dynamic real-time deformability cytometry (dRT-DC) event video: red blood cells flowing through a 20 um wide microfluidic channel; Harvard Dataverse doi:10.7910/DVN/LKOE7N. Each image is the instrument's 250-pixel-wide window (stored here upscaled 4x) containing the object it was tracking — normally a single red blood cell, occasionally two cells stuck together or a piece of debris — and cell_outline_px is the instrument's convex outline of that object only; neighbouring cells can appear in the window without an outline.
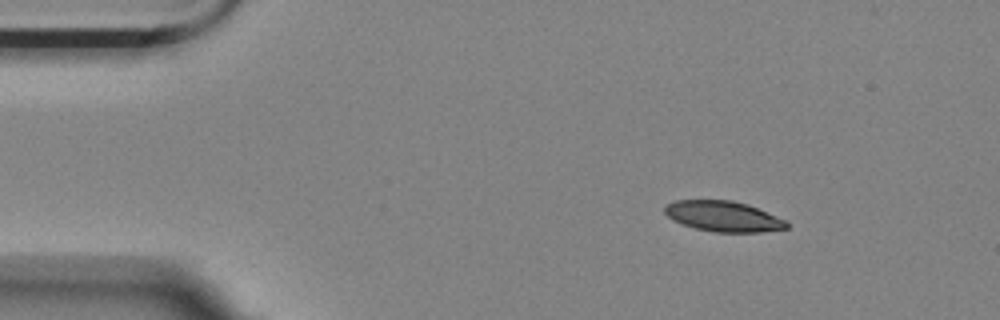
{"species": "Egyptian fruit bat (a non-hibernating species)", "species_latin": "Rousettus aegyptiacus", "temperature_condition": "room temperature", "stored_images_in_passage": 10, "camera_frame_rate_fps": 3000, "um_per_image_px": 0.085, "animal": {"sex": "female"}, "frame": {"image": 1, "passage_image": 1, "time_ms": 0.0, "image_size_px": [1000, 320], "cell_outline_px": [[788, 228], [760, 232], [716, 232], [696, 228], [672, 220], [664, 212], [664, 208], [668, 204], [676, 200], [732, 200], [748, 204], [788, 220]], "centroid_in_image_um": [61.52, 18.38], "position_along_channel_um": 23.5, "area_um2": 21.68}}